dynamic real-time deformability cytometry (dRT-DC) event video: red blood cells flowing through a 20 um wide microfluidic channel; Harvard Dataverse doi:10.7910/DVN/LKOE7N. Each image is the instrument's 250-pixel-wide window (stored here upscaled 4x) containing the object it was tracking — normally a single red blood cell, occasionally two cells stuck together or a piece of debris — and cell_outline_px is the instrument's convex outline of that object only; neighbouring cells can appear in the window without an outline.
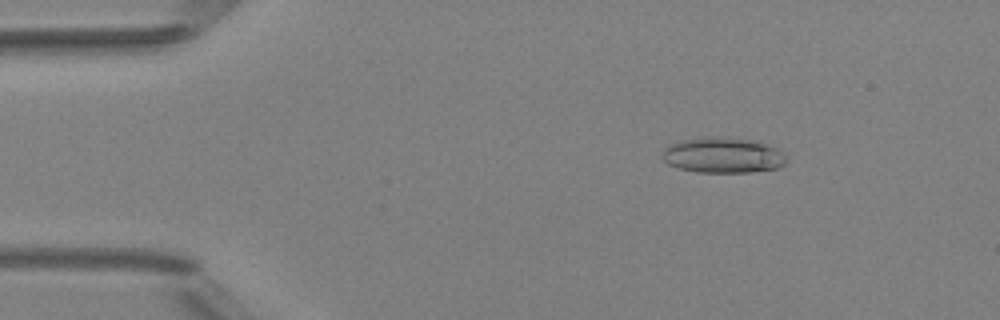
{"species": "Egyptian fruit bat (a non-hibernating species)", "species_latin": "Rousettus aegyptiacus", "temperature_condition": "room temperature", "stored_images_in_passage": 5, "camera_frame_rate_fps": 3000, "um_per_image_px": 0.085, "animal": {"sex": "female"}, "frame": {"image": 1, "passage_image": 3, "time_ms": 2.333, "image_size_px": [1000, 320], "cell_outline_px": [[788, 160], [784, 164], [776, 168], [748, 172], [696, 172], [680, 168], [668, 164], [664, 160], [664, 152], [672, 144], [684, 140], [700, 136], [712, 136], [748, 140], [768, 144], [784, 152]], "centroid_in_image_um": [61.5, 13.19], "position_along_channel_um": 23.5, "area_um2": 25.37}}